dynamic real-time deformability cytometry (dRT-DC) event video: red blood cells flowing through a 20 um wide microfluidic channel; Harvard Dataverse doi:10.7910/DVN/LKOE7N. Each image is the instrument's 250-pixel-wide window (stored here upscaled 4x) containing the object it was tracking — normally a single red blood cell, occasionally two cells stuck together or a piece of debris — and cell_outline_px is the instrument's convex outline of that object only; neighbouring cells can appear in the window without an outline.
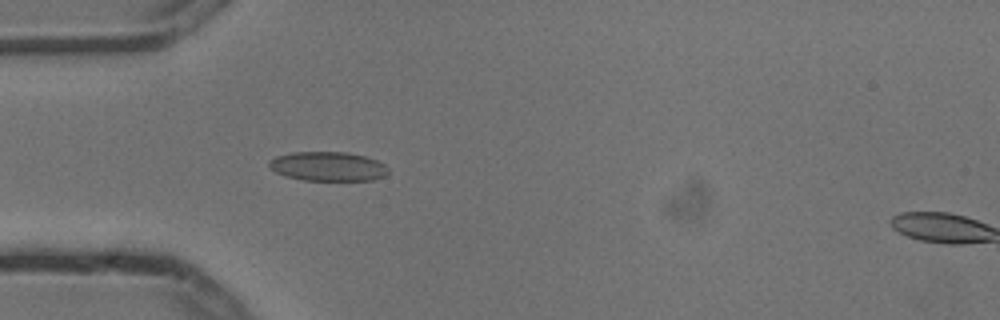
{"species": "common noctule bat (a hibernating species)", "species_latin": "Nyctalus noctula", "temperature_condition": "cold", "stored_images_in_passage": 5, "segment_of_instrument_passage": [1, 2], "camera_frame_rate_fps": 3000, "um_per_image_px": 0.085, "animal": {"sex": "male", "body_mass_g": 13.3}, "frame": {"image": 1, "passage_image": 4, "time_ms": 1.0, "image_size_px": [1000, 320], "cell_outline_px": [[388, 172], [384, 176], [372, 180], [304, 180], [284, 176], [276, 172], [268, 164], [268, 160], [276, 156], [292, 152], [348, 152], [364, 156], [376, 160], [384, 164], [388, 168]], "centroid_in_image_um": [27.86, 14.14], "position_along_channel_um": 57.1, "area_um2": 20.29}}